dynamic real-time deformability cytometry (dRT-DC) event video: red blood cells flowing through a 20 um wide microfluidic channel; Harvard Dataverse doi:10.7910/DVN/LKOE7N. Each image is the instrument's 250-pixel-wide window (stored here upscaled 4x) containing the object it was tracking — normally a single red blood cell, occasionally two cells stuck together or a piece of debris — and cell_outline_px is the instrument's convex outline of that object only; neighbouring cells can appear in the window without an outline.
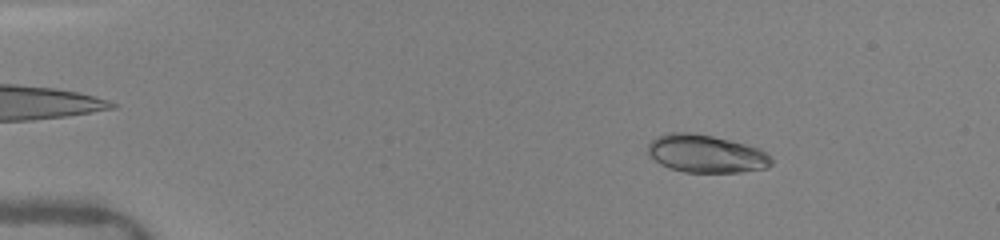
{"species": "human", "species_latin": "Homo sapiens", "temperature_condition": "warm", "stored_images_in_passage": 53, "camera_frame_rate_fps": 3000, "um_per_image_px": 0.085, "donor": {"sex": "female"}, "frame": {"image": 1, "passage_image": 10, "time_ms": 2.0, "image_size_px": [1000, 240], "cell_outline_px": [[772, 164], [768, 168], [740, 172], [684, 172], [668, 168], [660, 164], [648, 156], [648, 144], [656, 136], [668, 132], [692, 132], [732, 140], [760, 148], [772, 156]], "centroid_in_image_um": [60.01, 13.06], "position_along_channel_um": 25.0, "area_um2": 27.69}}
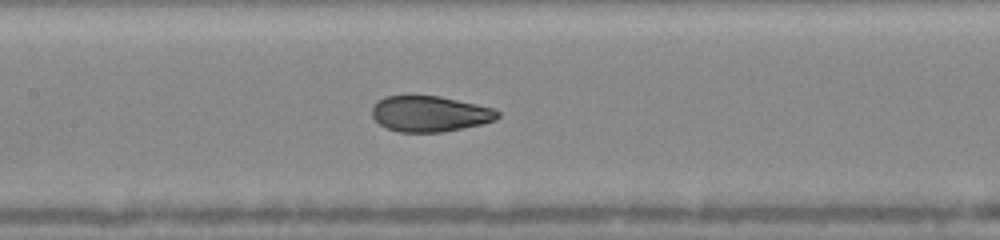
{"frame": {"image": 2, "passage_image": 28, "time_ms": 7.667, "image_size_px": [1000, 240], "cell_outline_px": [[500, 116], [496, 120], [480, 124], [444, 132], [400, 132], [388, 128], [380, 124], [372, 116], [372, 108], [376, 100], [384, 96], [440, 96], [496, 108], [500, 112]], "centroid_in_image_um": [36.56, 9.66], "position_along_channel_um": 170.8, "area_um2": 26.3}}
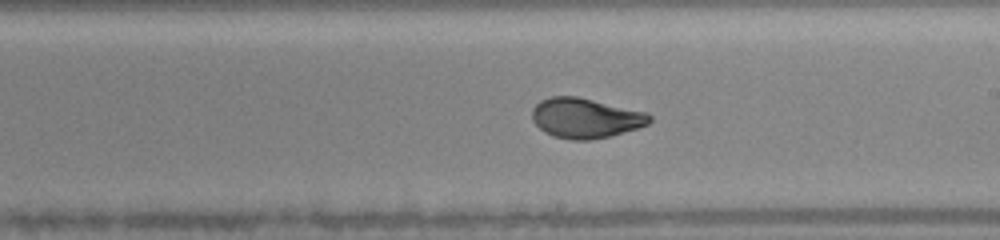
{"frame": {"image": 3, "passage_image": 37, "time_ms": 9.333, "image_size_px": [1000, 240], "cell_outline_px": [[652, 120], [648, 124], [636, 128], [608, 136], [588, 140], [572, 140], [552, 136], [544, 132], [532, 120], [532, 108], [540, 100], [552, 96], [576, 96], [648, 112], [652, 116]], "centroid_in_image_um": [49.75, 10.02], "position_along_channel_um": 239.3, "area_um2": 27.34}}